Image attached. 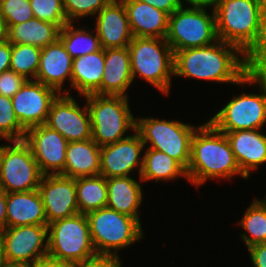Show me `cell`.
I'll list each match as a JSON object with an SVG mask.
<instances>
[{
    "instance_id": "obj_1",
    "label": "cell",
    "mask_w": 266,
    "mask_h": 267,
    "mask_svg": "<svg viewBox=\"0 0 266 267\" xmlns=\"http://www.w3.org/2000/svg\"><path fill=\"white\" fill-rule=\"evenodd\" d=\"M250 58L235 45L218 40L174 52V75L218 83L247 85Z\"/></svg>"
},
{
    "instance_id": "obj_2",
    "label": "cell",
    "mask_w": 266,
    "mask_h": 267,
    "mask_svg": "<svg viewBox=\"0 0 266 267\" xmlns=\"http://www.w3.org/2000/svg\"><path fill=\"white\" fill-rule=\"evenodd\" d=\"M186 171L191 184L198 188L208 179L231 180L237 175L248 180L240 170L225 133L209 121L199 125L192 137L190 163Z\"/></svg>"
},
{
    "instance_id": "obj_3",
    "label": "cell",
    "mask_w": 266,
    "mask_h": 267,
    "mask_svg": "<svg viewBox=\"0 0 266 267\" xmlns=\"http://www.w3.org/2000/svg\"><path fill=\"white\" fill-rule=\"evenodd\" d=\"M264 0H217L213 10L219 40L238 47L250 59L262 46Z\"/></svg>"
},
{
    "instance_id": "obj_4",
    "label": "cell",
    "mask_w": 266,
    "mask_h": 267,
    "mask_svg": "<svg viewBox=\"0 0 266 267\" xmlns=\"http://www.w3.org/2000/svg\"><path fill=\"white\" fill-rule=\"evenodd\" d=\"M128 50L133 81L139 75L168 96L174 76V52L166 39L134 37Z\"/></svg>"
},
{
    "instance_id": "obj_5",
    "label": "cell",
    "mask_w": 266,
    "mask_h": 267,
    "mask_svg": "<svg viewBox=\"0 0 266 267\" xmlns=\"http://www.w3.org/2000/svg\"><path fill=\"white\" fill-rule=\"evenodd\" d=\"M83 97L91 119V139L100 147L127 138L131 135L126 134L128 130L135 131L136 118L131 112L128 97L97 94Z\"/></svg>"
},
{
    "instance_id": "obj_6",
    "label": "cell",
    "mask_w": 266,
    "mask_h": 267,
    "mask_svg": "<svg viewBox=\"0 0 266 267\" xmlns=\"http://www.w3.org/2000/svg\"><path fill=\"white\" fill-rule=\"evenodd\" d=\"M97 255L120 257L118 251L143 239L142 224L135 218L107 207L86 214Z\"/></svg>"
},
{
    "instance_id": "obj_7",
    "label": "cell",
    "mask_w": 266,
    "mask_h": 267,
    "mask_svg": "<svg viewBox=\"0 0 266 267\" xmlns=\"http://www.w3.org/2000/svg\"><path fill=\"white\" fill-rule=\"evenodd\" d=\"M247 84L258 85L260 93L244 92L234 96L208 120L220 132L263 129L266 126V79L250 71Z\"/></svg>"
},
{
    "instance_id": "obj_8",
    "label": "cell",
    "mask_w": 266,
    "mask_h": 267,
    "mask_svg": "<svg viewBox=\"0 0 266 267\" xmlns=\"http://www.w3.org/2000/svg\"><path fill=\"white\" fill-rule=\"evenodd\" d=\"M199 126L179 120L154 117L137 118L135 131L145 147L166 153L177 160L186 170L190 163L191 141Z\"/></svg>"
},
{
    "instance_id": "obj_9",
    "label": "cell",
    "mask_w": 266,
    "mask_h": 267,
    "mask_svg": "<svg viewBox=\"0 0 266 267\" xmlns=\"http://www.w3.org/2000/svg\"><path fill=\"white\" fill-rule=\"evenodd\" d=\"M47 255L73 265L97 255L86 214L78 213L48 224Z\"/></svg>"
},
{
    "instance_id": "obj_10",
    "label": "cell",
    "mask_w": 266,
    "mask_h": 267,
    "mask_svg": "<svg viewBox=\"0 0 266 267\" xmlns=\"http://www.w3.org/2000/svg\"><path fill=\"white\" fill-rule=\"evenodd\" d=\"M207 11L206 7L182 5L169 16L165 39L173 52L209 46L219 40L214 10L211 14Z\"/></svg>"
},
{
    "instance_id": "obj_11",
    "label": "cell",
    "mask_w": 266,
    "mask_h": 267,
    "mask_svg": "<svg viewBox=\"0 0 266 267\" xmlns=\"http://www.w3.org/2000/svg\"><path fill=\"white\" fill-rule=\"evenodd\" d=\"M8 142L1 149L0 188L6 193L38 189L43 174L29 146L23 140Z\"/></svg>"
},
{
    "instance_id": "obj_12",
    "label": "cell",
    "mask_w": 266,
    "mask_h": 267,
    "mask_svg": "<svg viewBox=\"0 0 266 267\" xmlns=\"http://www.w3.org/2000/svg\"><path fill=\"white\" fill-rule=\"evenodd\" d=\"M45 125L57 131L68 142L92 138L88 107H82L70 94H59L53 101Z\"/></svg>"
},
{
    "instance_id": "obj_13",
    "label": "cell",
    "mask_w": 266,
    "mask_h": 267,
    "mask_svg": "<svg viewBox=\"0 0 266 267\" xmlns=\"http://www.w3.org/2000/svg\"><path fill=\"white\" fill-rule=\"evenodd\" d=\"M23 141L29 146L43 175L64 171L69 142L57 131L41 124L26 130Z\"/></svg>"
},
{
    "instance_id": "obj_14",
    "label": "cell",
    "mask_w": 266,
    "mask_h": 267,
    "mask_svg": "<svg viewBox=\"0 0 266 267\" xmlns=\"http://www.w3.org/2000/svg\"><path fill=\"white\" fill-rule=\"evenodd\" d=\"M48 253V225L6 227L4 256L7 262L33 264Z\"/></svg>"
},
{
    "instance_id": "obj_15",
    "label": "cell",
    "mask_w": 266,
    "mask_h": 267,
    "mask_svg": "<svg viewBox=\"0 0 266 267\" xmlns=\"http://www.w3.org/2000/svg\"><path fill=\"white\" fill-rule=\"evenodd\" d=\"M144 148L145 145L136 131L123 140L102 146L99 175L106 179L131 176V172L135 169L140 177Z\"/></svg>"
},
{
    "instance_id": "obj_16",
    "label": "cell",
    "mask_w": 266,
    "mask_h": 267,
    "mask_svg": "<svg viewBox=\"0 0 266 267\" xmlns=\"http://www.w3.org/2000/svg\"><path fill=\"white\" fill-rule=\"evenodd\" d=\"M59 93L36 80H27L11 98L20 125L28 130L45 124L50 107Z\"/></svg>"
},
{
    "instance_id": "obj_17",
    "label": "cell",
    "mask_w": 266,
    "mask_h": 267,
    "mask_svg": "<svg viewBox=\"0 0 266 267\" xmlns=\"http://www.w3.org/2000/svg\"><path fill=\"white\" fill-rule=\"evenodd\" d=\"M48 224L79 213L76 178L60 174L43 175L38 187Z\"/></svg>"
},
{
    "instance_id": "obj_18",
    "label": "cell",
    "mask_w": 266,
    "mask_h": 267,
    "mask_svg": "<svg viewBox=\"0 0 266 267\" xmlns=\"http://www.w3.org/2000/svg\"><path fill=\"white\" fill-rule=\"evenodd\" d=\"M94 23L103 49L128 47L134 38L122 0H112L104 6Z\"/></svg>"
},
{
    "instance_id": "obj_19",
    "label": "cell",
    "mask_w": 266,
    "mask_h": 267,
    "mask_svg": "<svg viewBox=\"0 0 266 267\" xmlns=\"http://www.w3.org/2000/svg\"><path fill=\"white\" fill-rule=\"evenodd\" d=\"M73 58L66 51L62 42L58 39L53 44L42 48L40 65L36 74V81L53 88L59 94H70V90L64 88L66 80H69L71 88Z\"/></svg>"
},
{
    "instance_id": "obj_20",
    "label": "cell",
    "mask_w": 266,
    "mask_h": 267,
    "mask_svg": "<svg viewBox=\"0 0 266 267\" xmlns=\"http://www.w3.org/2000/svg\"><path fill=\"white\" fill-rule=\"evenodd\" d=\"M263 129L226 132L241 172L249 179L250 173L266 163V135Z\"/></svg>"
},
{
    "instance_id": "obj_21",
    "label": "cell",
    "mask_w": 266,
    "mask_h": 267,
    "mask_svg": "<svg viewBox=\"0 0 266 267\" xmlns=\"http://www.w3.org/2000/svg\"><path fill=\"white\" fill-rule=\"evenodd\" d=\"M105 71L101 95L125 96L134 83L128 47L104 49Z\"/></svg>"
},
{
    "instance_id": "obj_22",
    "label": "cell",
    "mask_w": 266,
    "mask_h": 267,
    "mask_svg": "<svg viewBox=\"0 0 266 267\" xmlns=\"http://www.w3.org/2000/svg\"><path fill=\"white\" fill-rule=\"evenodd\" d=\"M6 227L48 225L43 200L38 189L6 193Z\"/></svg>"
},
{
    "instance_id": "obj_23",
    "label": "cell",
    "mask_w": 266,
    "mask_h": 267,
    "mask_svg": "<svg viewBox=\"0 0 266 267\" xmlns=\"http://www.w3.org/2000/svg\"><path fill=\"white\" fill-rule=\"evenodd\" d=\"M134 37L165 38L169 15L139 0H122Z\"/></svg>"
},
{
    "instance_id": "obj_24",
    "label": "cell",
    "mask_w": 266,
    "mask_h": 267,
    "mask_svg": "<svg viewBox=\"0 0 266 267\" xmlns=\"http://www.w3.org/2000/svg\"><path fill=\"white\" fill-rule=\"evenodd\" d=\"M141 184L130 176L107 179L106 207L135 218L140 224L139 208L143 201Z\"/></svg>"
},
{
    "instance_id": "obj_25",
    "label": "cell",
    "mask_w": 266,
    "mask_h": 267,
    "mask_svg": "<svg viewBox=\"0 0 266 267\" xmlns=\"http://www.w3.org/2000/svg\"><path fill=\"white\" fill-rule=\"evenodd\" d=\"M105 71L104 49L73 59L71 89L78 95H101V83Z\"/></svg>"
},
{
    "instance_id": "obj_26",
    "label": "cell",
    "mask_w": 266,
    "mask_h": 267,
    "mask_svg": "<svg viewBox=\"0 0 266 267\" xmlns=\"http://www.w3.org/2000/svg\"><path fill=\"white\" fill-rule=\"evenodd\" d=\"M100 151L101 147L92 139L69 142L65 168L60 175L70 178L99 175Z\"/></svg>"
},
{
    "instance_id": "obj_27",
    "label": "cell",
    "mask_w": 266,
    "mask_h": 267,
    "mask_svg": "<svg viewBox=\"0 0 266 267\" xmlns=\"http://www.w3.org/2000/svg\"><path fill=\"white\" fill-rule=\"evenodd\" d=\"M60 28L37 18L11 25L6 29V40L11 44H29L44 48L59 39Z\"/></svg>"
},
{
    "instance_id": "obj_28",
    "label": "cell",
    "mask_w": 266,
    "mask_h": 267,
    "mask_svg": "<svg viewBox=\"0 0 266 267\" xmlns=\"http://www.w3.org/2000/svg\"><path fill=\"white\" fill-rule=\"evenodd\" d=\"M143 154V166L140 182L176 180L181 177L189 181L186 169L164 152L146 148Z\"/></svg>"
},
{
    "instance_id": "obj_29",
    "label": "cell",
    "mask_w": 266,
    "mask_h": 267,
    "mask_svg": "<svg viewBox=\"0 0 266 267\" xmlns=\"http://www.w3.org/2000/svg\"><path fill=\"white\" fill-rule=\"evenodd\" d=\"M76 196L79 213L105 208L107 204V179L102 175L76 178Z\"/></svg>"
},
{
    "instance_id": "obj_30",
    "label": "cell",
    "mask_w": 266,
    "mask_h": 267,
    "mask_svg": "<svg viewBox=\"0 0 266 267\" xmlns=\"http://www.w3.org/2000/svg\"><path fill=\"white\" fill-rule=\"evenodd\" d=\"M94 31L95 29L85 30L84 27H76L74 22H67L60 29L59 40L74 59L102 49L100 39Z\"/></svg>"
},
{
    "instance_id": "obj_31",
    "label": "cell",
    "mask_w": 266,
    "mask_h": 267,
    "mask_svg": "<svg viewBox=\"0 0 266 267\" xmlns=\"http://www.w3.org/2000/svg\"><path fill=\"white\" fill-rule=\"evenodd\" d=\"M238 225L245 231L240 236L246 248L266 243V202L263 198L253 199Z\"/></svg>"
},
{
    "instance_id": "obj_32",
    "label": "cell",
    "mask_w": 266,
    "mask_h": 267,
    "mask_svg": "<svg viewBox=\"0 0 266 267\" xmlns=\"http://www.w3.org/2000/svg\"><path fill=\"white\" fill-rule=\"evenodd\" d=\"M42 49L29 44H12L10 70L35 80Z\"/></svg>"
},
{
    "instance_id": "obj_33",
    "label": "cell",
    "mask_w": 266,
    "mask_h": 267,
    "mask_svg": "<svg viewBox=\"0 0 266 267\" xmlns=\"http://www.w3.org/2000/svg\"><path fill=\"white\" fill-rule=\"evenodd\" d=\"M25 132L15 115L11 98L0 95V139L20 141L24 139Z\"/></svg>"
},
{
    "instance_id": "obj_34",
    "label": "cell",
    "mask_w": 266,
    "mask_h": 267,
    "mask_svg": "<svg viewBox=\"0 0 266 267\" xmlns=\"http://www.w3.org/2000/svg\"><path fill=\"white\" fill-rule=\"evenodd\" d=\"M0 18L7 29L11 25L24 23L35 17L30 0H0Z\"/></svg>"
},
{
    "instance_id": "obj_35",
    "label": "cell",
    "mask_w": 266,
    "mask_h": 267,
    "mask_svg": "<svg viewBox=\"0 0 266 267\" xmlns=\"http://www.w3.org/2000/svg\"><path fill=\"white\" fill-rule=\"evenodd\" d=\"M34 17L57 25L60 29L68 22L63 0H30Z\"/></svg>"
},
{
    "instance_id": "obj_36",
    "label": "cell",
    "mask_w": 266,
    "mask_h": 267,
    "mask_svg": "<svg viewBox=\"0 0 266 267\" xmlns=\"http://www.w3.org/2000/svg\"><path fill=\"white\" fill-rule=\"evenodd\" d=\"M112 0H63V8L68 22L93 17Z\"/></svg>"
},
{
    "instance_id": "obj_37",
    "label": "cell",
    "mask_w": 266,
    "mask_h": 267,
    "mask_svg": "<svg viewBox=\"0 0 266 267\" xmlns=\"http://www.w3.org/2000/svg\"><path fill=\"white\" fill-rule=\"evenodd\" d=\"M27 82V79L12 70L0 73V95L12 98L21 87Z\"/></svg>"
},
{
    "instance_id": "obj_38",
    "label": "cell",
    "mask_w": 266,
    "mask_h": 267,
    "mask_svg": "<svg viewBox=\"0 0 266 267\" xmlns=\"http://www.w3.org/2000/svg\"><path fill=\"white\" fill-rule=\"evenodd\" d=\"M122 259L110 255H96L86 261L74 264L73 267H122Z\"/></svg>"
},
{
    "instance_id": "obj_39",
    "label": "cell",
    "mask_w": 266,
    "mask_h": 267,
    "mask_svg": "<svg viewBox=\"0 0 266 267\" xmlns=\"http://www.w3.org/2000/svg\"><path fill=\"white\" fill-rule=\"evenodd\" d=\"M250 71L266 79V40L261 48L250 59Z\"/></svg>"
},
{
    "instance_id": "obj_40",
    "label": "cell",
    "mask_w": 266,
    "mask_h": 267,
    "mask_svg": "<svg viewBox=\"0 0 266 267\" xmlns=\"http://www.w3.org/2000/svg\"><path fill=\"white\" fill-rule=\"evenodd\" d=\"M252 267H266V243H260L247 248Z\"/></svg>"
},
{
    "instance_id": "obj_41",
    "label": "cell",
    "mask_w": 266,
    "mask_h": 267,
    "mask_svg": "<svg viewBox=\"0 0 266 267\" xmlns=\"http://www.w3.org/2000/svg\"><path fill=\"white\" fill-rule=\"evenodd\" d=\"M147 3L159 10L166 12L169 16L173 14L181 5L180 0H139Z\"/></svg>"
},
{
    "instance_id": "obj_42",
    "label": "cell",
    "mask_w": 266,
    "mask_h": 267,
    "mask_svg": "<svg viewBox=\"0 0 266 267\" xmlns=\"http://www.w3.org/2000/svg\"><path fill=\"white\" fill-rule=\"evenodd\" d=\"M12 44L5 40L0 44V73L10 70Z\"/></svg>"
},
{
    "instance_id": "obj_43",
    "label": "cell",
    "mask_w": 266,
    "mask_h": 267,
    "mask_svg": "<svg viewBox=\"0 0 266 267\" xmlns=\"http://www.w3.org/2000/svg\"><path fill=\"white\" fill-rule=\"evenodd\" d=\"M32 267H73V264L62 261L60 259L53 258L49 255L43 256L37 259Z\"/></svg>"
},
{
    "instance_id": "obj_44",
    "label": "cell",
    "mask_w": 266,
    "mask_h": 267,
    "mask_svg": "<svg viewBox=\"0 0 266 267\" xmlns=\"http://www.w3.org/2000/svg\"><path fill=\"white\" fill-rule=\"evenodd\" d=\"M181 5L184 6V4H187V6H193V7H206L213 9L215 4L217 3V0H180ZM185 1V2H184Z\"/></svg>"
},
{
    "instance_id": "obj_45",
    "label": "cell",
    "mask_w": 266,
    "mask_h": 267,
    "mask_svg": "<svg viewBox=\"0 0 266 267\" xmlns=\"http://www.w3.org/2000/svg\"><path fill=\"white\" fill-rule=\"evenodd\" d=\"M6 192L0 188V227L6 228Z\"/></svg>"
},
{
    "instance_id": "obj_46",
    "label": "cell",
    "mask_w": 266,
    "mask_h": 267,
    "mask_svg": "<svg viewBox=\"0 0 266 267\" xmlns=\"http://www.w3.org/2000/svg\"><path fill=\"white\" fill-rule=\"evenodd\" d=\"M261 21H262V44L266 40V1H263L262 4V16H261Z\"/></svg>"
},
{
    "instance_id": "obj_47",
    "label": "cell",
    "mask_w": 266,
    "mask_h": 267,
    "mask_svg": "<svg viewBox=\"0 0 266 267\" xmlns=\"http://www.w3.org/2000/svg\"><path fill=\"white\" fill-rule=\"evenodd\" d=\"M4 235L5 229L0 227V267L6 262L4 256Z\"/></svg>"
},
{
    "instance_id": "obj_48",
    "label": "cell",
    "mask_w": 266,
    "mask_h": 267,
    "mask_svg": "<svg viewBox=\"0 0 266 267\" xmlns=\"http://www.w3.org/2000/svg\"><path fill=\"white\" fill-rule=\"evenodd\" d=\"M1 267H32L28 263H18V262H5Z\"/></svg>"
},
{
    "instance_id": "obj_49",
    "label": "cell",
    "mask_w": 266,
    "mask_h": 267,
    "mask_svg": "<svg viewBox=\"0 0 266 267\" xmlns=\"http://www.w3.org/2000/svg\"><path fill=\"white\" fill-rule=\"evenodd\" d=\"M6 40V28L4 22L0 18V44Z\"/></svg>"
}]
</instances>
